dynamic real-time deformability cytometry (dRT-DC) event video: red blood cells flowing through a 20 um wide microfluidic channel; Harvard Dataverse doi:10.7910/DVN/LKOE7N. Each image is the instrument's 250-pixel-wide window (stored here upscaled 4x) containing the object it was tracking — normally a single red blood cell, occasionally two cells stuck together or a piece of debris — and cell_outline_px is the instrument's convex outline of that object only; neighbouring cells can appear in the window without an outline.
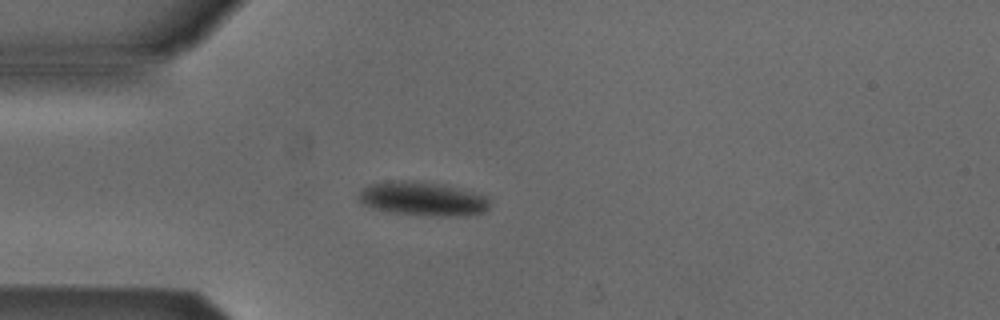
{"species": "Egyptian fruit bat (a non-hibernating species)", "species_latin": "Rousettus aegyptiacus", "temperature_condition": "cold", "stored_images_in_passage": 4, "camera_frame_rate_fps": 3000, "um_per_image_px": 0.085, "animal": {"sex": "male"}, "frame": {"image": 1, "passage_image": 3, "time_ms": 0.667, "image_size_px": [1000, 320], "cell_outline_px": [[488, 208], [484, 212], [468, 216], [440, 216], [388, 212], [372, 208], [364, 204], [356, 196], [360, 188], [368, 184], [392, 180], [412, 180], [444, 184], [484, 196], [488, 200]], "centroid_in_image_um": [35.85, 16.89], "position_along_channel_um": 49.1, "area_um2": 26.07}}